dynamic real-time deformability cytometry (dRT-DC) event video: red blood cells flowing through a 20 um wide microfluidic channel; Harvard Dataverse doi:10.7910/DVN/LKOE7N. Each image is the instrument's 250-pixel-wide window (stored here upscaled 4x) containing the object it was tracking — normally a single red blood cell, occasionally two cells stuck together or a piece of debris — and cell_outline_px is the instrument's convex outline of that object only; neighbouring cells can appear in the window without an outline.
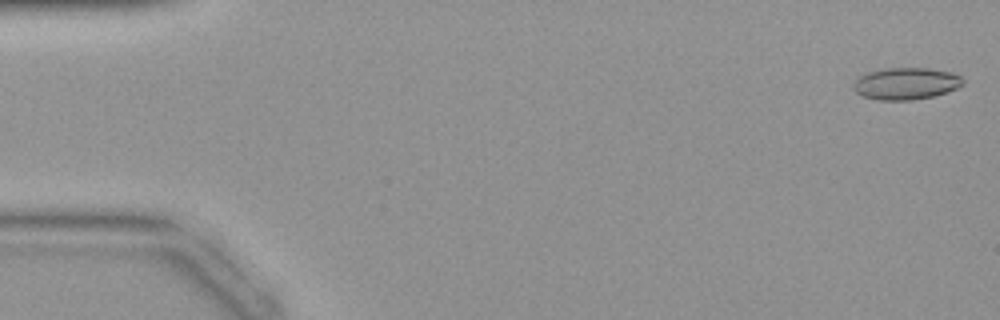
{"species": "common noctule bat (a hibernating species)", "species_latin": "Nyctalus noctula", "temperature_condition": "warm", "stored_images_in_passage": 43, "camera_frame_rate_fps": 3000, "um_per_image_px": 0.085, "animal": {"sex": "female", "body_mass_g": 19.9}, "frame": {"image": 1, "passage_image": 1, "time_ms": 0.0, "image_size_px": [1000, 320], "cell_outline_px": [[964, 84], [948, 92], [932, 96], [912, 100], [876, 100], [864, 96], [856, 92], [852, 88], [852, 84], [856, 76], [868, 72], [884, 68], [928, 68], [952, 72], [960, 76], [964, 80]], "centroid_in_image_um": [76.97, 7.1], "position_along_channel_um": 8.0, "area_um2": 20.63}}
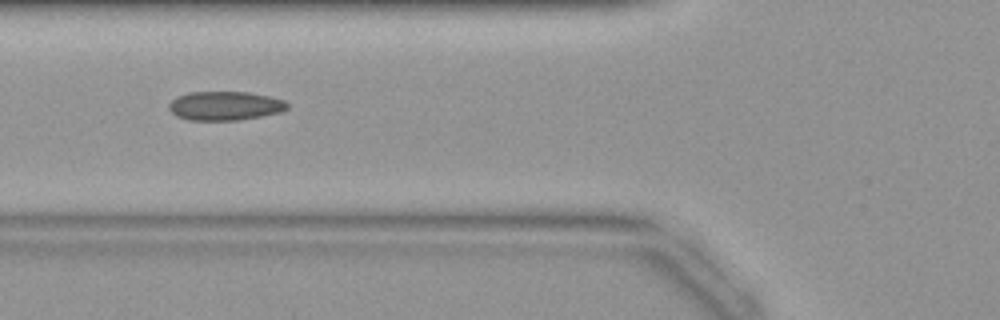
{"frame": {"image": 2, "passage_image": 16, "time_ms": 5.0, "image_size_px": [1000, 320], "cell_outline_px": [[288, 108], [280, 112], [240, 120], [188, 120], [176, 116], [168, 108], [168, 104], [176, 96], [188, 92], [248, 92], [268, 96], [284, 100], [288, 104]], "centroid_in_image_um": [19.09, 8.99], "position_along_channel_um": 106.7, "area_um2": 20.0}}
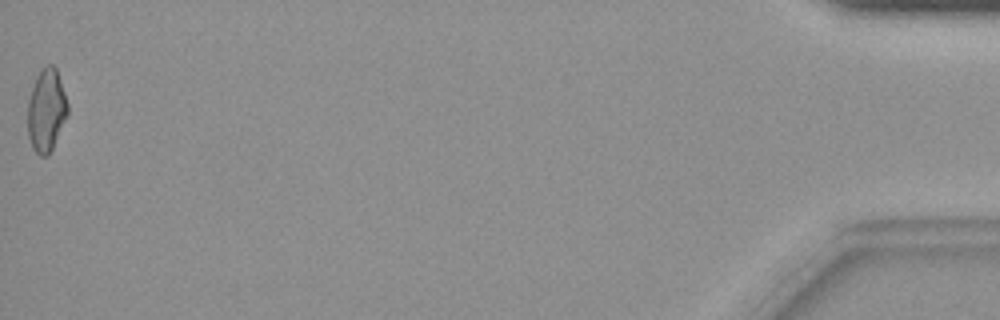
{"frame": {"image": 3, "passage_image": 43, "time_ms": 14.0, "image_size_px": [1000, 320], "cell_outline_px": [[68, 116], [48, 156], [40, 156], [32, 148], [28, 136], [28, 100], [36, 76], [48, 64], [52, 64], [56, 68], [68, 104]], "centroid_in_image_um": [3.94, 9.4], "position_along_channel_um": 431.3, "area_um2": 19.19}}